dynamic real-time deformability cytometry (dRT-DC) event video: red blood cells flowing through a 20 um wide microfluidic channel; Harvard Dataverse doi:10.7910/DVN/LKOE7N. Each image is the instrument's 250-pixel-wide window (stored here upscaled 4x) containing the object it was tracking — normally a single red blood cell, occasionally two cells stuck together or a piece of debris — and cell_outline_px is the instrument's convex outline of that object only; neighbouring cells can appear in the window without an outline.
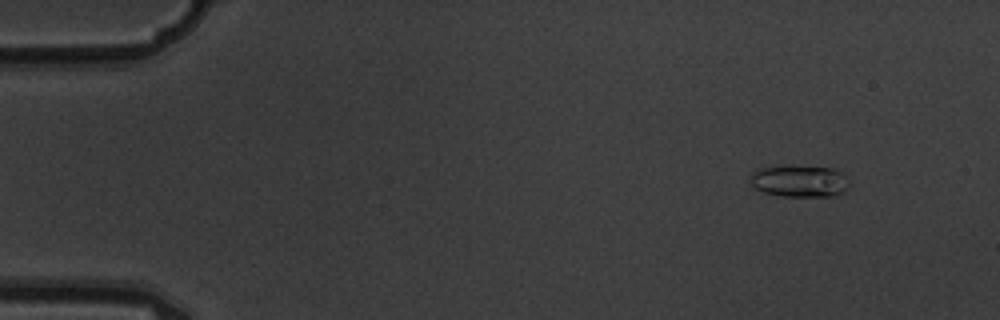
{"species": "common noctule bat (a hibernating species)", "species_latin": "Nyctalus noctula", "temperature_condition": "warm", "stored_images_in_passage": 5, "camera_frame_rate_fps": 3000, "um_per_image_px": 0.085, "animal": {"sex": "male", "body_mass_g": 19.5, "forearm_length_mm": 54.6}, "frame": {"image": 1, "passage_image": 5, "time_ms": 1.333, "image_size_px": [1000, 320], "cell_outline_px": [[848, 188], [844, 192], [832, 196], [784, 196], [764, 192], [756, 188], [752, 184], [752, 172], [760, 168], [792, 164], [836, 168], [848, 180]], "centroid_in_image_um": [67.99, 15.36], "position_along_channel_um": 17.0, "area_um2": 18.61}}